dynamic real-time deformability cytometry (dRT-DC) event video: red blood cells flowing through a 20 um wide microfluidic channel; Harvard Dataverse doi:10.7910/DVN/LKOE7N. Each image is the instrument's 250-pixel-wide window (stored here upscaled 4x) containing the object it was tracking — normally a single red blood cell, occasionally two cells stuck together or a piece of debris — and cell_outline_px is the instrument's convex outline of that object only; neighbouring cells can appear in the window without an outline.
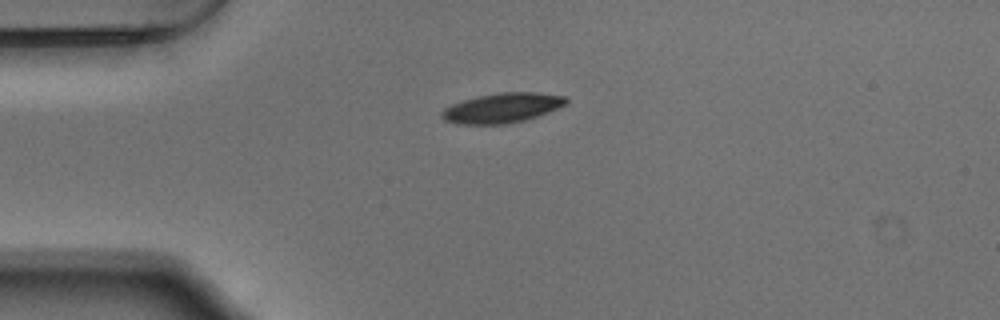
{"species": "Egyptian fruit bat (a non-hibernating species)", "species_latin": "Rousettus aegyptiacus", "temperature_condition": "warm", "stored_images_in_passage": 34, "camera_frame_rate_fps": 3000, "um_per_image_px": 0.085, "animal": {"sex": "male"}, "frame": {"image": 1, "passage_image": 1, "time_ms": 0.0, "image_size_px": [1000, 320], "cell_outline_px": [[568, 100], [564, 104], [556, 108], [536, 116], [524, 120], [504, 124], [460, 124], [444, 120], [440, 116], [440, 112], [444, 108], [452, 104], [464, 100], [480, 96], [500, 92], [536, 92], [564, 96]], "centroid_in_image_um": [42.63, 9.17], "position_along_channel_um": 42.4, "area_um2": 21.21}}
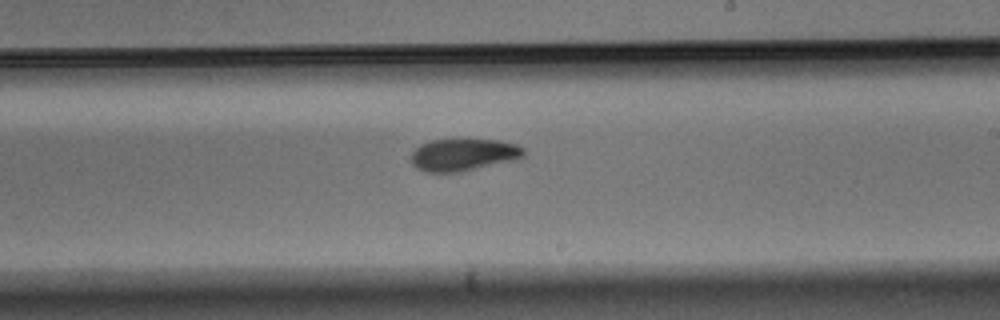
{"frame": {"image": 2, "passage_image": 19, "time_ms": 6.0, "image_size_px": [1000, 320], "cell_outline_px": [[524, 156], [520, 160], [460, 172], [424, 172], [416, 168], [412, 164], [412, 152], [420, 144], [428, 140], [456, 136], [460, 136], [500, 140], [516, 144], [524, 148]], "centroid_in_image_um": [39.42, 13.1], "position_along_channel_um": 249.6, "area_um2": 22.54}}
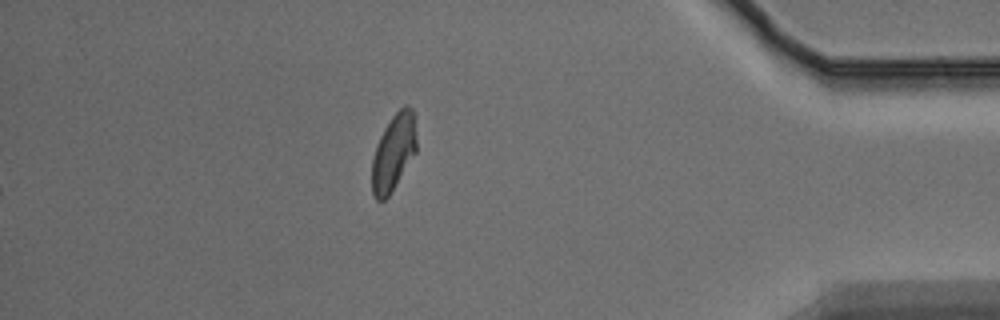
{"frame": {"image": 3, "passage_image": 34, "time_ms": 11.0, "image_size_px": [1000, 320], "cell_outline_px": [[416, 152], [388, 196], [384, 200], [376, 200], [372, 192], [372, 156], [380, 136], [384, 128], [392, 116], [404, 104], [408, 104], [412, 108], [416, 140]], "centroid_in_image_um": [33.43, 12.93], "position_along_channel_um": 401.8, "area_um2": 19.65}, "authors_computed_cell_mechanics": {"area_um2": 21.7617, "velocity_mm_per_s": 3.8345, "shape_relaxation_time_tau1_ms": 3.2804, "shape_relaxation_time_tau2_ms": 1.705, "deformation_change_tau1": 0.1257, "deformation_change_tau2": 0.0633}}